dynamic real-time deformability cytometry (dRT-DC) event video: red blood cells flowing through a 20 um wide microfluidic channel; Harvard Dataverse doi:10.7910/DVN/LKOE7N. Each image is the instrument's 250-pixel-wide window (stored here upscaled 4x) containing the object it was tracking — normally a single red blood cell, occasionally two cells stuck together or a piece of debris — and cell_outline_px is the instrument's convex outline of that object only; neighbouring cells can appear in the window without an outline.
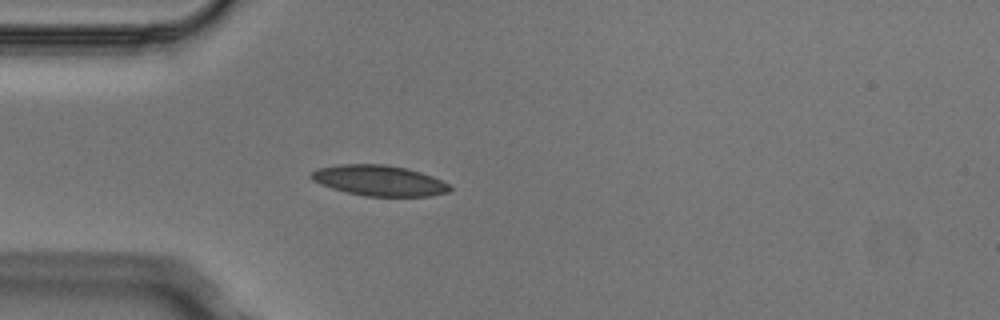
{"species": "Egyptian fruit bat (a non-hibernating species)", "species_latin": "Rousettus aegyptiacus", "temperature_condition": "cold", "stored_images_in_passage": 3, "camera_frame_rate_fps": 3000, "um_per_image_px": 0.085, "animal": {"sex": "male"}, "frame": {"image": 1, "passage_image": 3, "time_ms": 0.667, "image_size_px": [1000, 320], "cell_outline_px": [[452, 188], [448, 192], [428, 196], [364, 196], [332, 188], [320, 184], [312, 180], [308, 176], [316, 168], [340, 164], [384, 164], [408, 168], [432, 176], [448, 184]], "centroid_in_image_um": [32.19, 15.34], "position_along_channel_um": 52.8, "area_um2": 24.68}}